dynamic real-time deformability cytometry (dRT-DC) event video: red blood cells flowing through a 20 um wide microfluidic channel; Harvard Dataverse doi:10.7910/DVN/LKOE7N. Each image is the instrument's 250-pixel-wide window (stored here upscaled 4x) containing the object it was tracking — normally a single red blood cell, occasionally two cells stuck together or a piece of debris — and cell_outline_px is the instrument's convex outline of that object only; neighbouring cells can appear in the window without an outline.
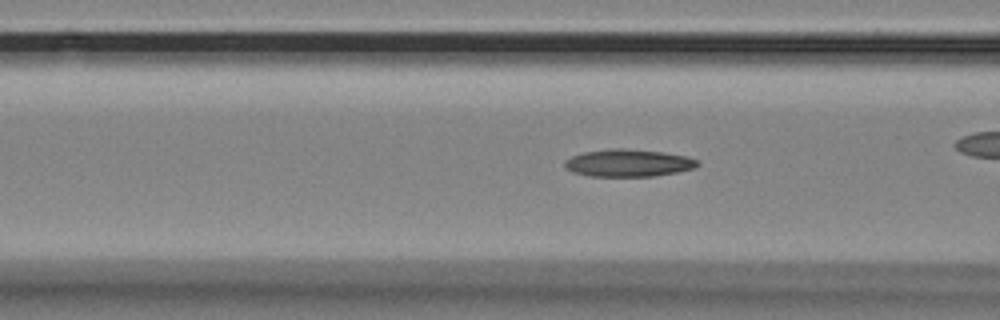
{"species": "Egyptian fruit bat (a non-hibernating species)", "species_latin": "Rousettus aegyptiacus", "temperature_condition": "room temperature", "stored_images_in_passage": 43, "camera_frame_rate_fps": 3000, "um_per_image_px": 0.085, "animal": {"sex": "female"}, "frame": {"image": 1, "passage_image": 13, "time_ms": 4.0, "image_size_px": [1000, 320], "cell_outline_px": [[700, 164], [696, 168], [676, 172], [652, 176], [588, 176], [572, 172], [564, 168], [564, 160], [572, 156], [584, 152], [612, 148], [620, 148], [660, 152], [684, 156], [696, 160]], "centroid_in_image_um": [53.35, 13.86], "position_along_channel_um": 113.3, "area_um2": 21.04}}
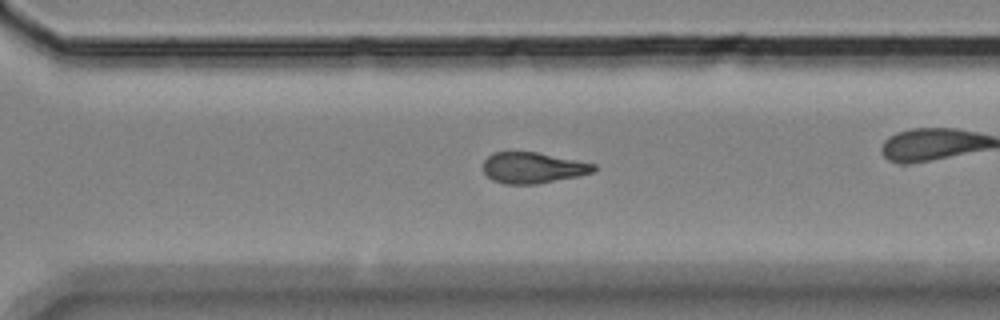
{"frame": {"image": 2, "passage_image": 31, "time_ms": 10.0, "image_size_px": [1000, 320], "cell_outline_px": [[596, 168], [592, 172], [576, 176], [536, 184], [504, 184], [492, 180], [484, 172], [484, 160], [492, 152], [536, 152], [596, 164]], "centroid_in_image_um": [45.26, 14.26], "position_along_channel_um": 325.3, "area_um2": 19.71}, "authors_computed_cell_mechanics": {"area_um2": 20.5768, "velocity_mm_per_s": 3.5357, "shape_relaxation_time_tau1_ms": 7.4575, "shape_relaxation_time_tau2_ms": 5.6503, "deformation_change_tau1": 0.1983, "deformation_change_tau2": 0.1542}}